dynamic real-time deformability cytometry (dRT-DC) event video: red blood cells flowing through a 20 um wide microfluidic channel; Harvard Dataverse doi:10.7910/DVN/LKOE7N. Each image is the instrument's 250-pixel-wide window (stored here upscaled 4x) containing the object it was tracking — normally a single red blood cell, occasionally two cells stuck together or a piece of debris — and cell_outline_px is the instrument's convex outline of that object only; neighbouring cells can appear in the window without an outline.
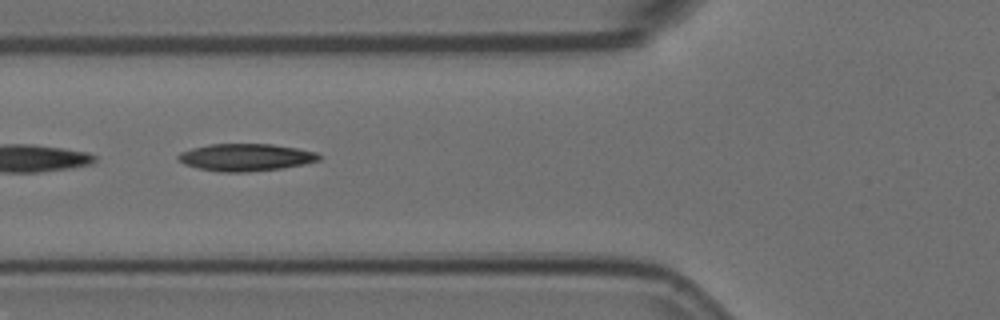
{"species": "Egyptian fruit bat (a non-hibernating species)", "species_latin": "Rousettus aegyptiacus", "temperature_condition": "room temperature", "stored_images_in_passage": 7, "camera_frame_rate_fps": 3000, "um_per_image_px": 0.085, "animal": {"sex": "female"}, "frame": {"image": 1, "passage_image": 6, "time_ms": 1.667, "image_size_px": [1000, 320], "cell_outline_px": [[320, 160], [304, 164], [280, 168], [244, 172], [220, 172], [196, 168], [184, 164], [176, 160], [176, 156], [180, 152], [192, 148], [208, 144], [272, 144], [296, 148], [316, 152], [320, 156]], "centroid_in_image_um": [20.82, 13.37], "position_along_channel_um": 105.0, "area_um2": 22.43}}